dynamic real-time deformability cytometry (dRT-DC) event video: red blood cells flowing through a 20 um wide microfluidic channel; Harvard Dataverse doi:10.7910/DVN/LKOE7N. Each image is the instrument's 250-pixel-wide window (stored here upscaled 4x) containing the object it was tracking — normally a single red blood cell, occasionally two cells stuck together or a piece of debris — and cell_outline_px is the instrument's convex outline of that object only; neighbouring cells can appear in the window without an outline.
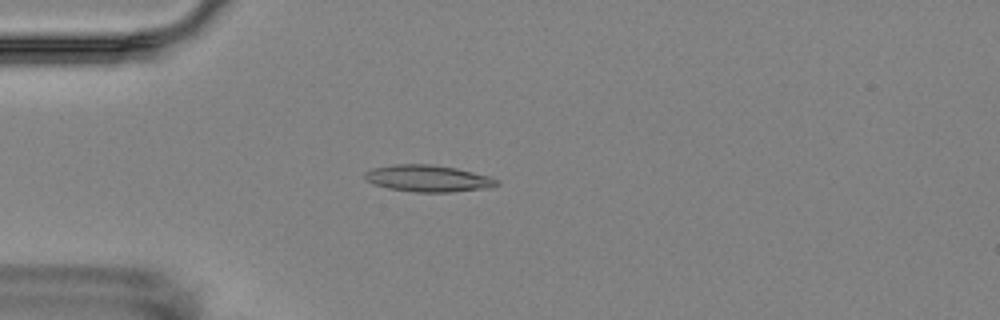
{"species": "Egyptian fruit bat (a non-hibernating species)", "species_latin": "Rousettus aegyptiacus", "temperature_condition": "room temperature", "stored_images_in_passage": 3, "camera_frame_rate_fps": 3000, "um_per_image_px": 0.085, "animal": {"sex": "female"}, "frame": {"image": 1, "passage_image": 3, "time_ms": 3.333, "image_size_px": [1000, 320], "cell_outline_px": [[500, 184], [488, 188], [452, 192], [416, 192], [388, 188], [372, 184], [364, 176], [364, 172], [372, 168], [392, 164], [432, 164], [456, 168], [488, 176], [500, 180]], "centroid_in_image_um": [36.38, 15.16], "position_along_channel_um": 48.6, "area_um2": 20.63}}